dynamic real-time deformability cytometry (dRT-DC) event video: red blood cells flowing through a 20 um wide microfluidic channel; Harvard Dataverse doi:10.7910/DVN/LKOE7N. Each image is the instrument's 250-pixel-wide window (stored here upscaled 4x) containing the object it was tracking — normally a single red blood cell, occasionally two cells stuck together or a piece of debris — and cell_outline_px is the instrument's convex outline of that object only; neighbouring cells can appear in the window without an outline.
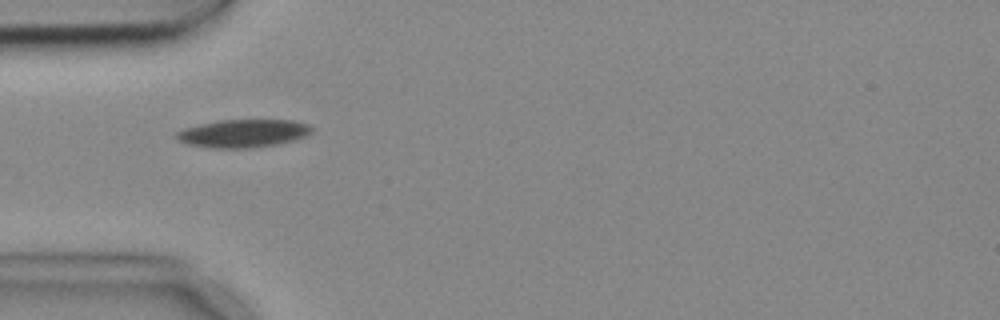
{"species": "common noctule bat (a hibernating species)", "species_latin": "Nyctalus noctula", "temperature_condition": "cold", "stored_images_in_passage": 2, "camera_frame_rate_fps": 3000, "um_per_image_px": 0.085, "animal": {"sex": "female", "body_mass_g": 18.4}, "frame": {"image": 1, "passage_image": 1, "time_ms": 0.0, "image_size_px": [1000, 320], "cell_outline_px": [[316, 128], [312, 132], [304, 136], [292, 140], [276, 144], [252, 148], [212, 148], [188, 144], [176, 140], [172, 136], [176, 132], [184, 128], [200, 124], [220, 120], [292, 120], [308, 124]], "centroid_in_image_um": [20.64, 11.33], "position_along_channel_um": 64.4, "area_um2": 22.2}}